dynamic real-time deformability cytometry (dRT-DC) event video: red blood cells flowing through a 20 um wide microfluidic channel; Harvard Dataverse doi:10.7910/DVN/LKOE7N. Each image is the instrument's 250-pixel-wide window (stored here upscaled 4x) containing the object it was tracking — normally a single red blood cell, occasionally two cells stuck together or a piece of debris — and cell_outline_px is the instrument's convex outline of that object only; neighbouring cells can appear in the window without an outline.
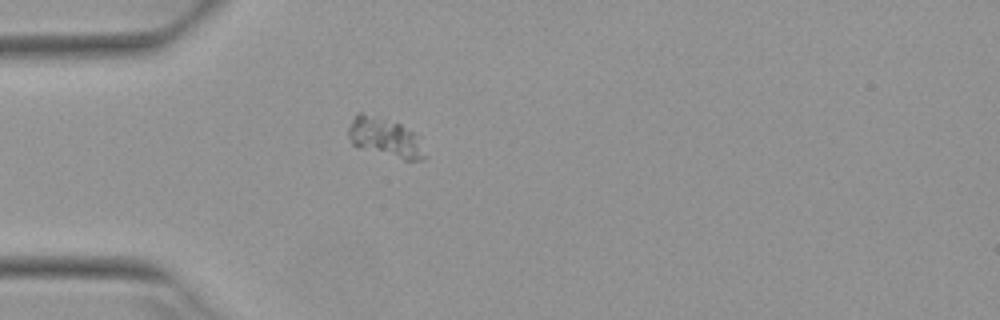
{"species": "Egyptian fruit bat (a non-hibernating species)", "species_latin": "Rousettus aegyptiacus", "temperature_condition": "warm", "stored_images_in_passage": 1, "camera_frame_rate_fps": 3000, "um_per_image_px": 0.085, "animal": {"sex": "female"}, "frame": {"image": 1, "passage_image": 1, "time_ms": 0.0, "image_size_px": [1000, 320], "cell_outline_px": [[428, 156], [424, 160], [404, 160], [356, 148], [352, 144], [348, 136], [348, 128], [356, 112], [360, 112], [400, 124], [412, 132]], "centroid_in_image_um": [32.68, 11.73], "position_along_channel_um": 52.3, "area_um2": 17.34}}